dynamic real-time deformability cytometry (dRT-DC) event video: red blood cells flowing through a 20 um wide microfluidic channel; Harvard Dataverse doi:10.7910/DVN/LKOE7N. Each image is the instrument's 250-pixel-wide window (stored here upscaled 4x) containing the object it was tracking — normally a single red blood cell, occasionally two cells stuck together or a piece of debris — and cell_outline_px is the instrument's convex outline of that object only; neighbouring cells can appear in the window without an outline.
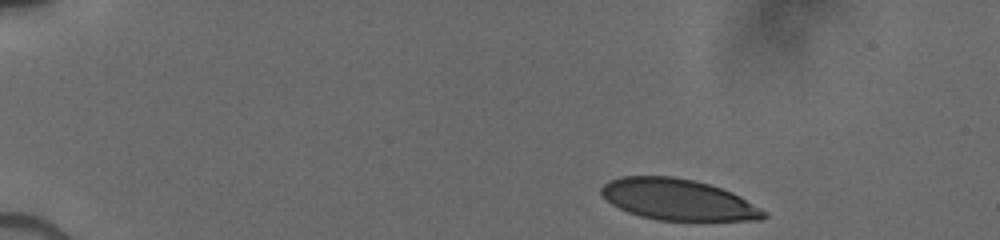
{"species": "human", "species_latin": "Homo sapiens", "temperature_condition": "cold", "stored_images_in_passage": 35, "camera_frame_rate_fps": 3000, "um_per_image_px": 0.085, "donor": {"sex": "male"}, "frame": {"image": 1, "passage_image": 1, "time_ms": 0.0, "image_size_px": [1000, 240], "cell_outline_px": [[768, 216], [760, 220], [656, 220], [640, 216], [628, 212], [612, 204], [600, 192], [600, 188], [608, 180], [620, 176], [672, 176], [692, 180], [708, 184], [732, 192], [740, 196], [768, 212]], "centroid_in_image_um": [57.63, 16.96], "position_along_channel_um": 27.4, "area_um2": 38.84}}
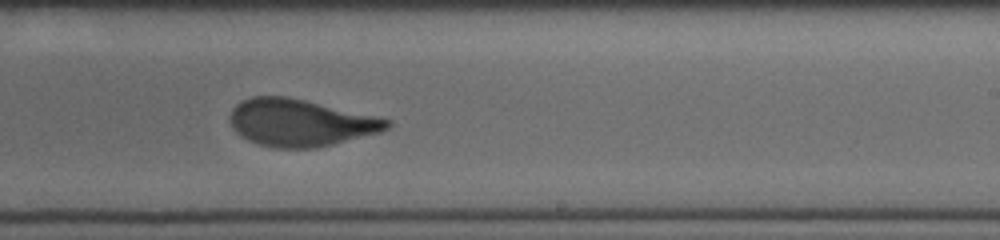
{"frame": {"image": 2, "passage_image": 20, "time_ms": 8.333, "image_size_px": [1000, 240], "cell_outline_px": [[392, 124], [388, 128], [380, 132], [316, 148], [276, 148], [260, 144], [248, 140], [240, 136], [232, 128], [228, 120], [228, 116], [232, 108], [236, 104], [252, 96], [284, 96], [304, 100], [392, 120]], "centroid_in_image_um": [25.47, 10.43], "position_along_channel_um": 263.5, "area_um2": 42.89}}
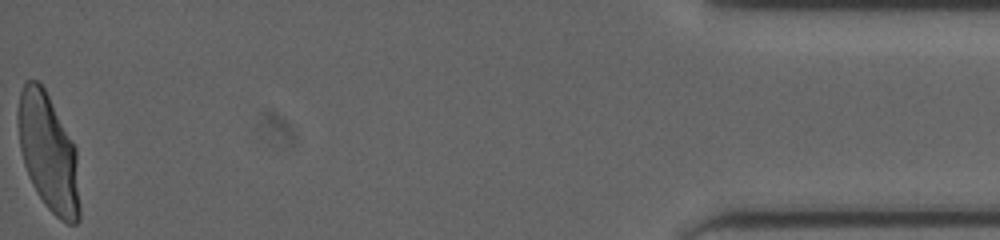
{"frame": {"image": 3, "passage_image": 35, "time_ms": 14.333, "image_size_px": [1000, 240], "cell_outline_px": [[80, 220], [76, 224], [68, 224], [60, 220], [44, 204], [36, 192], [28, 176], [24, 164], [20, 148], [16, 124], [16, 112], [20, 92], [24, 84], [28, 80], [36, 80], [44, 88], [76, 148], [80, 204]], "centroid_in_image_um": [4.1, 13.0], "position_along_channel_um": 431.1, "area_um2": 42.43}}